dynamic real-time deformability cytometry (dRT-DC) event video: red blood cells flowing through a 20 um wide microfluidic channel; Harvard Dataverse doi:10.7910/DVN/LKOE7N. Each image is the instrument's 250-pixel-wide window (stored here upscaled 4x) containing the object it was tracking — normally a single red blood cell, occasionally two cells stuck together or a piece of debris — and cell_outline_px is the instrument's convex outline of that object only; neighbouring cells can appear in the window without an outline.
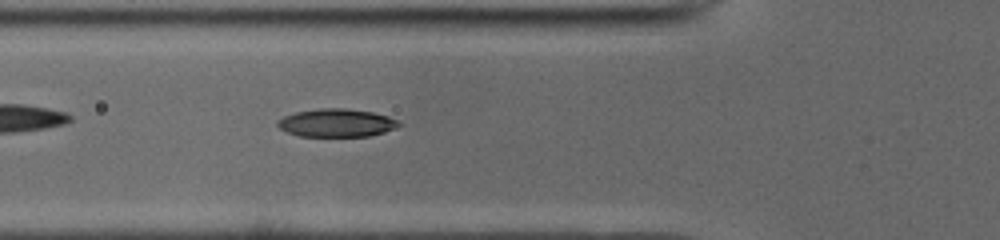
{"species": "common noctule bat (a hibernating species)", "species_latin": "Nyctalus noctula", "temperature_condition": "cold", "stored_images_in_passage": 35, "camera_frame_rate_fps": 3000, "um_per_image_px": 0.085, "animal": {"sex": "male", "body_mass_g": 19.0, "forearm_length_mm": 50.8}, "frame": {"image": 1, "passage_image": 7, "time_ms": 2.0, "image_size_px": [1000, 240], "cell_outline_px": [[400, 124], [396, 128], [384, 132], [368, 136], [300, 136], [288, 132], [280, 128], [276, 124], [276, 120], [284, 116], [296, 112], [320, 108], [344, 108], [372, 112], [388, 116], [396, 120]], "centroid_in_image_um": [28.58, 10.44], "position_along_channel_um": 97.2, "area_um2": 19.71}}
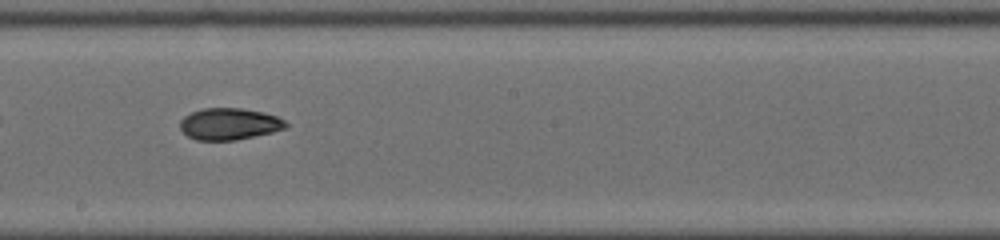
{"frame": {"image": 2, "passage_image": 17, "time_ms": 5.333, "image_size_px": [1000, 240], "cell_outline_px": [[288, 128], [272, 132], [236, 140], [196, 140], [188, 136], [180, 128], [180, 120], [184, 116], [192, 112], [204, 108], [240, 108], [264, 112], [276, 116], [284, 120], [288, 124]], "centroid_in_image_um": [19.5, 10.53], "position_along_channel_um": 228.7, "area_um2": 19.54}}
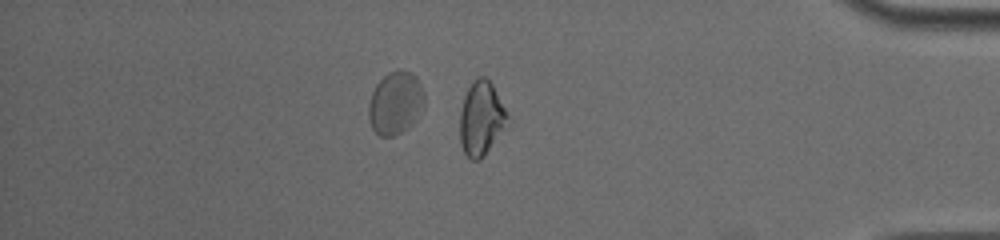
{"frame": {"image": 3, "passage_image": 32, "time_ms": 10.333, "image_size_px": [1000, 240], "cell_outline_px": [[512, 120], [508, 128], [480, 160], [472, 160], [464, 152], [460, 144], [460, 112], [464, 96], [472, 80], [476, 76], [484, 76], [492, 84]], "centroid_in_image_um": [40.95, 10.08], "position_along_channel_um": 394.2, "area_um2": 21.15}, "authors_computed_cell_mechanics": {"area_um2": 19.8254, "velocity_mm_per_s": 3.9547, "shape_relaxation_time_tau1_ms": 4.7499, "shape_relaxation_time_tau2_ms": 5.3693, "deformation_change_tau1": 0.1427, "deformation_change_tau2": 0.0963}}